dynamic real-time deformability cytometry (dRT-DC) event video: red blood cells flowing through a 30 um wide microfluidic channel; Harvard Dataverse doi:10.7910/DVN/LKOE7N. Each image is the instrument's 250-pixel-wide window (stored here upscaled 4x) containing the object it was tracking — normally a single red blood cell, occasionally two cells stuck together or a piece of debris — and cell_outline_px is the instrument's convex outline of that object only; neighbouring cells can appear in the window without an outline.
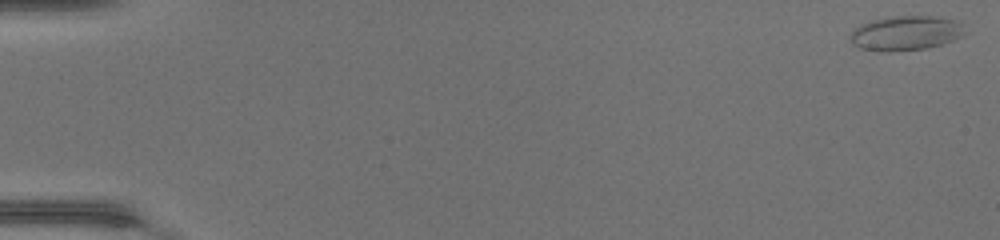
{"species": "common noctule bat (a hibernating species)", "species_latin": "Nyctalus noctula", "temperature_condition": "warm", "stored_images_in_passage": 49, "camera_frame_rate_fps": 3000, "um_per_image_px": 0.085, "animal": {"sex": "female", "body_mass_g": 17.0, "forearm_length_mm": 48.0}, "frame": {"image": 1, "passage_image": 1, "time_ms": 0.0, "image_size_px": [1000, 240], "cell_outline_px": [[968, 32], [964, 36], [940, 44], [924, 48], [888, 52], [860, 48], [852, 44], [852, 32], [860, 24], [872, 20], [892, 16], [940, 16], [956, 20], [964, 24]], "centroid_in_image_um": [77.07, 2.79], "position_along_channel_um": 7.9, "area_um2": 23.18}}
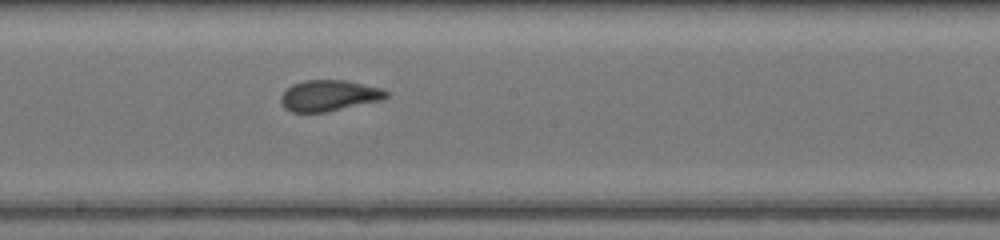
{"frame": {"image": 2, "passage_image": 28, "time_ms": 9.0, "image_size_px": [1000, 240], "cell_outline_px": [[388, 96], [380, 100], [328, 112], [292, 112], [284, 108], [280, 100], [280, 96], [292, 84], [304, 80], [348, 80], [380, 88], [388, 92]], "centroid_in_image_um": [27.94, 8.12], "position_along_channel_um": 220.3, "area_um2": 19.02}}
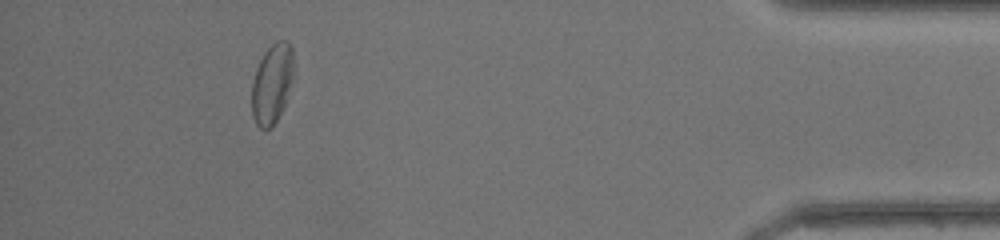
{"frame": {"image": 3, "passage_image": 45, "time_ms": 14.667, "image_size_px": [1000, 240], "cell_outline_px": [[292, 80], [284, 108], [272, 128], [260, 128], [256, 124], [252, 116], [252, 80], [256, 68], [264, 52], [276, 40], [288, 40], [292, 48]], "centroid_in_image_um": [23.11, 7.12], "position_along_channel_um": 412.1, "area_um2": 19.54}, "authors_computed_cell_mechanics": {"area_um2": 19.941, "velocity_mm_per_s": 4.3528, "shape_relaxation_time_tau1_ms": 4.7199, "shape_relaxation_time_tau2_ms": 0.7795, "deformation_change_tau1": 0.1521, "deformation_change_tau2": 0.0589}}